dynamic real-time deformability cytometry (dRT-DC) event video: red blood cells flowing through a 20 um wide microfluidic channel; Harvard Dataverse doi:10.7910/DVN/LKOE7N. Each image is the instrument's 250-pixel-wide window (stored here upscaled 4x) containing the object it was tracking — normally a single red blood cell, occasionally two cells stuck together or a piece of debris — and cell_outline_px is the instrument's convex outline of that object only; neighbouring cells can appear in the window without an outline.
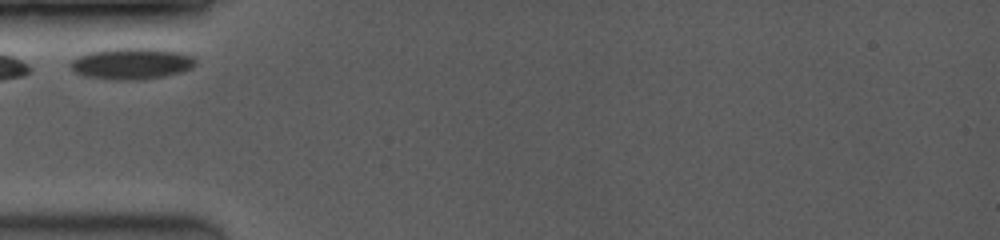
{"species": "common noctule bat (a hibernating species)", "species_latin": "Nyctalus noctula", "temperature_condition": "room temperature", "stored_images_in_passage": 3, "camera_frame_rate_fps": 3500, "um_per_image_px": 0.085, "animal": {"sex": "female", "body_mass_g": 19.0, "forearm_length_mm": 53.3}, "frame": {"image": 1, "passage_image": 1, "time_ms": 0.0, "image_size_px": [1000, 240], "cell_outline_px": [[196, 64], [192, 68], [184, 72], [164, 76], [140, 80], [112, 80], [80, 76], [68, 64], [72, 60], [88, 52], [112, 48], [152, 48], [176, 52], [192, 56], [196, 60]], "centroid_in_image_um": [11.17, 5.42], "position_along_channel_um": 73.8, "area_um2": 23.06}}